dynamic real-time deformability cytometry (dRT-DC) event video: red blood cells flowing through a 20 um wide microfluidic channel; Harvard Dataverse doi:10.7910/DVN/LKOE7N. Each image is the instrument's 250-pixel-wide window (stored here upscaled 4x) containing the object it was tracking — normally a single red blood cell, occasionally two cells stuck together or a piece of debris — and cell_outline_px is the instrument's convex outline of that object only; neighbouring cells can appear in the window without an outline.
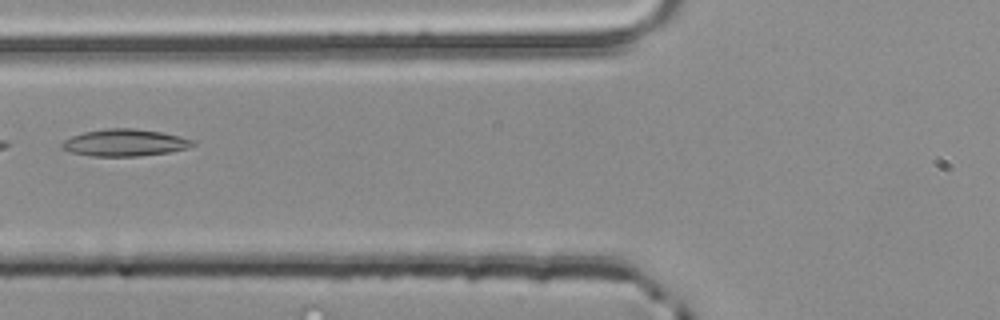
{"species": "common noctule bat (a hibernating species)", "species_latin": "Nyctalus noctula", "temperature_condition": "room temperature", "stored_images_in_passage": 5, "camera_frame_rate_fps": 3000, "um_per_image_px": 0.085, "animal": {"sex": "male", "body_mass_g": 20.4}, "frame": {"image": 1, "passage_image": 5, "time_ms": 1.333, "image_size_px": [1000, 320], "cell_outline_px": [[196, 144], [188, 148], [168, 152], [136, 156], [92, 156], [72, 152], [60, 148], [60, 144], [64, 140], [72, 136], [84, 132], [108, 128], [132, 128], [160, 132], [180, 136], [192, 140]], "centroid_in_image_um": [10.58, 12.13], "position_along_channel_um": 115.2, "area_um2": 20.4}}